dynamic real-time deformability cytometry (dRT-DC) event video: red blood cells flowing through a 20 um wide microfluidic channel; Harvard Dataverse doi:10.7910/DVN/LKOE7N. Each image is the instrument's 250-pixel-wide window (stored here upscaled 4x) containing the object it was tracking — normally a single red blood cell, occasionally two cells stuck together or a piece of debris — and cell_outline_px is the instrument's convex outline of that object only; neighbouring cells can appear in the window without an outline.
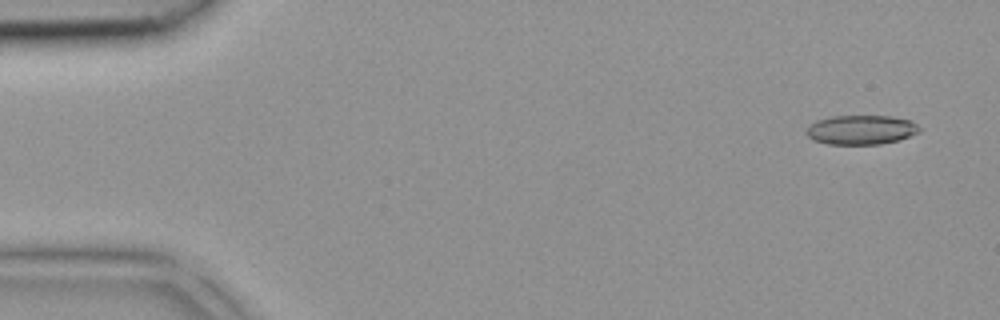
{"species": "common noctule bat (a hibernating species)", "species_latin": "Nyctalus noctula", "temperature_condition": "room temperature", "stored_images_in_passage": 14, "camera_frame_rate_fps": 3000, "um_per_image_px": 0.085, "animal": {"sex": "female", "body_mass_g": 18.4}, "frame": {"image": 1, "passage_image": 3, "time_ms": 0.667, "image_size_px": [1000, 320], "cell_outline_px": [[920, 132], [896, 140], [880, 144], [828, 144], [812, 140], [804, 132], [816, 120], [828, 116], [892, 116], [908, 120], [916, 124], [920, 128]], "centroid_in_image_um": [73.15, 11.03], "position_along_channel_um": 11.9, "area_um2": 19.25}}
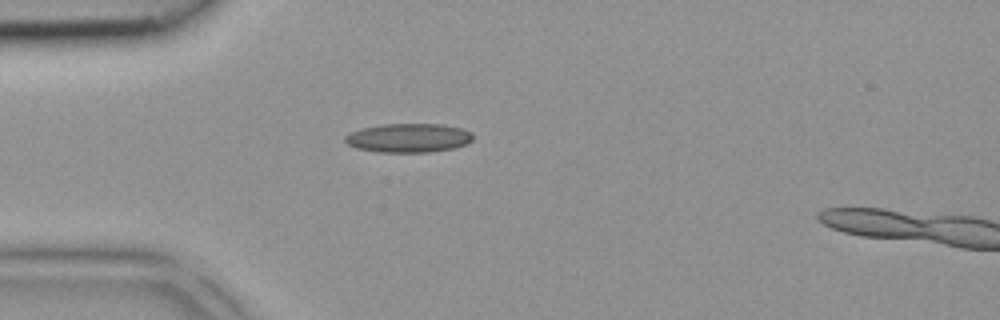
{"frame": {"image": 2, "passage_image": 12, "time_ms": 3.667, "image_size_px": [1000, 320], "cell_outline_px": [[472, 140], [468, 144], [452, 148], [432, 152], [376, 152], [356, 148], [348, 144], [344, 140], [344, 136], [360, 128], [380, 124], [440, 124], [460, 128], [472, 132]], "centroid_in_image_um": [34.71, 11.72], "position_along_channel_um": 50.3, "area_um2": 21.68}}